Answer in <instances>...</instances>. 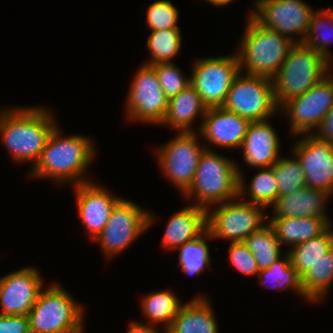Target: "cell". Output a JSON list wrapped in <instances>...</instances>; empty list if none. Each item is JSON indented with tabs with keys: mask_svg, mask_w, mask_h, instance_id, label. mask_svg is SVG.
I'll list each match as a JSON object with an SVG mask.
<instances>
[{
	"mask_svg": "<svg viewBox=\"0 0 333 333\" xmlns=\"http://www.w3.org/2000/svg\"><path fill=\"white\" fill-rule=\"evenodd\" d=\"M57 124L50 133L38 162L31 168L32 179H46L55 184L90 182L88 171L96 155L94 140L85 135H62ZM88 178V179H87Z\"/></svg>",
	"mask_w": 333,
	"mask_h": 333,
	"instance_id": "cell-1",
	"label": "cell"
},
{
	"mask_svg": "<svg viewBox=\"0 0 333 333\" xmlns=\"http://www.w3.org/2000/svg\"><path fill=\"white\" fill-rule=\"evenodd\" d=\"M50 108L14 106L0 109V138L15 163L38 162L45 143L58 124ZM54 114V115H53Z\"/></svg>",
	"mask_w": 333,
	"mask_h": 333,
	"instance_id": "cell-2",
	"label": "cell"
},
{
	"mask_svg": "<svg viewBox=\"0 0 333 333\" xmlns=\"http://www.w3.org/2000/svg\"><path fill=\"white\" fill-rule=\"evenodd\" d=\"M246 16L244 32L236 49L240 70L248 75L273 79L294 42L262 26L251 14Z\"/></svg>",
	"mask_w": 333,
	"mask_h": 333,
	"instance_id": "cell-3",
	"label": "cell"
},
{
	"mask_svg": "<svg viewBox=\"0 0 333 333\" xmlns=\"http://www.w3.org/2000/svg\"><path fill=\"white\" fill-rule=\"evenodd\" d=\"M214 150L204 149L189 189L181 196L194 205L209 208L239 197L237 163Z\"/></svg>",
	"mask_w": 333,
	"mask_h": 333,
	"instance_id": "cell-4",
	"label": "cell"
},
{
	"mask_svg": "<svg viewBox=\"0 0 333 333\" xmlns=\"http://www.w3.org/2000/svg\"><path fill=\"white\" fill-rule=\"evenodd\" d=\"M333 65L319 52L303 43H294L279 72L272 79L278 108L300 96L332 73Z\"/></svg>",
	"mask_w": 333,
	"mask_h": 333,
	"instance_id": "cell-5",
	"label": "cell"
},
{
	"mask_svg": "<svg viewBox=\"0 0 333 333\" xmlns=\"http://www.w3.org/2000/svg\"><path fill=\"white\" fill-rule=\"evenodd\" d=\"M85 307L58 282L43 288L28 316L31 333H84Z\"/></svg>",
	"mask_w": 333,
	"mask_h": 333,
	"instance_id": "cell-6",
	"label": "cell"
},
{
	"mask_svg": "<svg viewBox=\"0 0 333 333\" xmlns=\"http://www.w3.org/2000/svg\"><path fill=\"white\" fill-rule=\"evenodd\" d=\"M156 218L150 208L122 198L112 209L104 229L92 241L99 243L107 260L114 259L147 232Z\"/></svg>",
	"mask_w": 333,
	"mask_h": 333,
	"instance_id": "cell-7",
	"label": "cell"
},
{
	"mask_svg": "<svg viewBox=\"0 0 333 333\" xmlns=\"http://www.w3.org/2000/svg\"><path fill=\"white\" fill-rule=\"evenodd\" d=\"M212 208H214L212 210ZM207 210V231L212 239L244 242L268 222L266 208L237 197Z\"/></svg>",
	"mask_w": 333,
	"mask_h": 333,
	"instance_id": "cell-8",
	"label": "cell"
},
{
	"mask_svg": "<svg viewBox=\"0 0 333 333\" xmlns=\"http://www.w3.org/2000/svg\"><path fill=\"white\" fill-rule=\"evenodd\" d=\"M199 139L196 131L177 132L170 141L154 149L162 174L182 195L192 184L200 155L206 148Z\"/></svg>",
	"mask_w": 333,
	"mask_h": 333,
	"instance_id": "cell-9",
	"label": "cell"
},
{
	"mask_svg": "<svg viewBox=\"0 0 333 333\" xmlns=\"http://www.w3.org/2000/svg\"><path fill=\"white\" fill-rule=\"evenodd\" d=\"M222 107L250 122L266 120L279 113L272 79L243 72L234 79Z\"/></svg>",
	"mask_w": 333,
	"mask_h": 333,
	"instance_id": "cell-10",
	"label": "cell"
},
{
	"mask_svg": "<svg viewBox=\"0 0 333 333\" xmlns=\"http://www.w3.org/2000/svg\"><path fill=\"white\" fill-rule=\"evenodd\" d=\"M190 82L207 108L222 107L230 86L241 72L236 51L226 56L195 59Z\"/></svg>",
	"mask_w": 333,
	"mask_h": 333,
	"instance_id": "cell-11",
	"label": "cell"
},
{
	"mask_svg": "<svg viewBox=\"0 0 333 333\" xmlns=\"http://www.w3.org/2000/svg\"><path fill=\"white\" fill-rule=\"evenodd\" d=\"M129 87L125 100V118L131 122L161 125L169 99L161 88L155 70L150 65L142 64Z\"/></svg>",
	"mask_w": 333,
	"mask_h": 333,
	"instance_id": "cell-12",
	"label": "cell"
},
{
	"mask_svg": "<svg viewBox=\"0 0 333 333\" xmlns=\"http://www.w3.org/2000/svg\"><path fill=\"white\" fill-rule=\"evenodd\" d=\"M332 106L333 76L329 74L304 94L286 101L279 108V113L289 118V134L292 137L314 134Z\"/></svg>",
	"mask_w": 333,
	"mask_h": 333,
	"instance_id": "cell-13",
	"label": "cell"
},
{
	"mask_svg": "<svg viewBox=\"0 0 333 333\" xmlns=\"http://www.w3.org/2000/svg\"><path fill=\"white\" fill-rule=\"evenodd\" d=\"M250 13L262 26L302 43L314 9L303 0H254ZM295 37V38H294Z\"/></svg>",
	"mask_w": 333,
	"mask_h": 333,
	"instance_id": "cell-14",
	"label": "cell"
},
{
	"mask_svg": "<svg viewBox=\"0 0 333 333\" xmlns=\"http://www.w3.org/2000/svg\"><path fill=\"white\" fill-rule=\"evenodd\" d=\"M291 148L290 152L301 162L306 187L333 196V144L315 134H303Z\"/></svg>",
	"mask_w": 333,
	"mask_h": 333,
	"instance_id": "cell-15",
	"label": "cell"
},
{
	"mask_svg": "<svg viewBox=\"0 0 333 333\" xmlns=\"http://www.w3.org/2000/svg\"><path fill=\"white\" fill-rule=\"evenodd\" d=\"M37 267L28 265L0 278V315H28L44 282Z\"/></svg>",
	"mask_w": 333,
	"mask_h": 333,
	"instance_id": "cell-16",
	"label": "cell"
},
{
	"mask_svg": "<svg viewBox=\"0 0 333 333\" xmlns=\"http://www.w3.org/2000/svg\"><path fill=\"white\" fill-rule=\"evenodd\" d=\"M72 187L75 190L78 218L90 240H93L104 229L112 209L122 197L111 193L101 183L92 181Z\"/></svg>",
	"mask_w": 333,
	"mask_h": 333,
	"instance_id": "cell-17",
	"label": "cell"
},
{
	"mask_svg": "<svg viewBox=\"0 0 333 333\" xmlns=\"http://www.w3.org/2000/svg\"><path fill=\"white\" fill-rule=\"evenodd\" d=\"M198 127L206 149L212 147L240 150L248 129L249 120L224 107L208 108Z\"/></svg>",
	"mask_w": 333,
	"mask_h": 333,
	"instance_id": "cell-18",
	"label": "cell"
},
{
	"mask_svg": "<svg viewBox=\"0 0 333 333\" xmlns=\"http://www.w3.org/2000/svg\"><path fill=\"white\" fill-rule=\"evenodd\" d=\"M278 136L270 118L251 122L241 146L244 163L255 169L272 167L282 156Z\"/></svg>",
	"mask_w": 333,
	"mask_h": 333,
	"instance_id": "cell-19",
	"label": "cell"
},
{
	"mask_svg": "<svg viewBox=\"0 0 333 333\" xmlns=\"http://www.w3.org/2000/svg\"><path fill=\"white\" fill-rule=\"evenodd\" d=\"M329 197H332L330 193L319 189H297L291 194L278 196L270 206L273 214L268 218L316 217L332 225L326 211Z\"/></svg>",
	"mask_w": 333,
	"mask_h": 333,
	"instance_id": "cell-20",
	"label": "cell"
},
{
	"mask_svg": "<svg viewBox=\"0 0 333 333\" xmlns=\"http://www.w3.org/2000/svg\"><path fill=\"white\" fill-rule=\"evenodd\" d=\"M207 230V210L190 204L173 213L163 231L162 248L177 250Z\"/></svg>",
	"mask_w": 333,
	"mask_h": 333,
	"instance_id": "cell-21",
	"label": "cell"
},
{
	"mask_svg": "<svg viewBox=\"0 0 333 333\" xmlns=\"http://www.w3.org/2000/svg\"><path fill=\"white\" fill-rule=\"evenodd\" d=\"M197 294L182 304L164 333H219L215 311L207 294Z\"/></svg>",
	"mask_w": 333,
	"mask_h": 333,
	"instance_id": "cell-22",
	"label": "cell"
},
{
	"mask_svg": "<svg viewBox=\"0 0 333 333\" xmlns=\"http://www.w3.org/2000/svg\"><path fill=\"white\" fill-rule=\"evenodd\" d=\"M207 109L201 96L190 84L168 100L167 112L160 126L167 125L177 132H194V121L196 123L198 117L202 119Z\"/></svg>",
	"mask_w": 333,
	"mask_h": 333,
	"instance_id": "cell-23",
	"label": "cell"
},
{
	"mask_svg": "<svg viewBox=\"0 0 333 333\" xmlns=\"http://www.w3.org/2000/svg\"><path fill=\"white\" fill-rule=\"evenodd\" d=\"M276 238L289 249L322 234L330 225L323 218H268Z\"/></svg>",
	"mask_w": 333,
	"mask_h": 333,
	"instance_id": "cell-24",
	"label": "cell"
},
{
	"mask_svg": "<svg viewBox=\"0 0 333 333\" xmlns=\"http://www.w3.org/2000/svg\"><path fill=\"white\" fill-rule=\"evenodd\" d=\"M183 303L175 293L169 289L152 291L143 295L140 299L142 316L147 320L143 324L158 326L161 325L164 331L171 325V322L178 314ZM148 321V323H147Z\"/></svg>",
	"mask_w": 333,
	"mask_h": 333,
	"instance_id": "cell-25",
	"label": "cell"
},
{
	"mask_svg": "<svg viewBox=\"0 0 333 333\" xmlns=\"http://www.w3.org/2000/svg\"><path fill=\"white\" fill-rule=\"evenodd\" d=\"M237 167L239 171V197L246 202L259 204L265 208L270 207L278 197V185L273 167L258 168L249 184L245 183L247 180H244V173L239 165Z\"/></svg>",
	"mask_w": 333,
	"mask_h": 333,
	"instance_id": "cell-26",
	"label": "cell"
},
{
	"mask_svg": "<svg viewBox=\"0 0 333 333\" xmlns=\"http://www.w3.org/2000/svg\"><path fill=\"white\" fill-rule=\"evenodd\" d=\"M333 284V248L301 276L304 301L322 302Z\"/></svg>",
	"mask_w": 333,
	"mask_h": 333,
	"instance_id": "cell-27",
	"label": "cell"
},
{
	"mask_svg": "<svg viewBox=\"0 0 333 333\" xmlns=\"http://www.w3.org/2000/svg\"><path fill=\"white\" fill-rule=\"evenodd\" d=\"M258 282L265 288L278 291L291 290L304 300L301 287V276L291 263L289 253L276 260L269 268L262 269L258 273Z\"/></svg>",
	"mask_w": 333,
	"mask_h": 333,
	"instance_id": "cell-28",
	"label": "cell"
},
{
	"mask_svg": "<svg viewBox=\"0 0 333 333\" xmlns=\"http://www.w3.org/2000/svg\"><path fill=\"white\" fill-rule=\"evenodd\" d=\"M332 248L333 228L330 225L319 236L295 245L290 249H284V251L289 253L292 265L298 274L302 276Z\"/></svg>",
	"mask_w": 333,
	"mask_h": 333,
	"instance_id": "cell-29",
	"label": "cell"
},
{
	"mask_svg": "<svg viewBox=\"0 0 333 333\" xmlns=\"http://www.w3.org/2000/svg\"><path fill=\"white\" fill-rule=\"evenodd\" d=\"M244 243L252 252L259 270L269 268L286 253V251H282L283 247L276 238V234L269 222L259 230L251 233L244 240Z\"/></svg>",
	"mask_w": 333,
	"mask_h": 333,
	"instance_id": "cell-30",
	"label": "cell"
},
{
	"mask_svg": "<svg viewBox=\"0 0 333 333\" xmlns=\"http://www.w3.org/2000/svg\"><path fill=\"white\" fill-rule=\"evenodd\" d=\"M146 47L151 54L149 60L143 64L156 65L160 63H173L181 51L182 34L180 28L150 30Z\"/></svg>",
	"mask_w": 333,
	"mask_h": 333,
	"instance_id": "cell-31",
	"label": "cell"
},
{
	"mask_svg": "<svg viewBox=\"0 0 333 333\" xmlns=\"http://www.w3.org/2000/svg\"><path fill=\"white\" fill-rule=\"evenodd\" d=\"M208 239L212 240V237L206 230L200 237L186 242L177 249L179 251L177 266H180L183 274L198 277L204 270L210 269L212 260Z\"/></svg>",
	"mask_w": 333,
	"mask_h": 333,
	"instance_id": "cell-32",
	"label": "cell"
},
{
	"mask_svg": "<svg viewBox=\"0 0 333 333\" xmlns=\"http://www.w3.org/2000/svg\"><path fill=\"white\" fill-rule=\"evenodd\" d=\"M333 8L317 9L312 15L303 44L319 52L333 64L330 43H333Z\"/></svg>",
	"mask_w": 333,
	"mask_h": 333,
	"instance_id": "cell-33",
	"label": "cell"
},
{
	"mask_svg": "<svg viewBox=\"0 0 333 333\" xmlns=\"http://www.w3.org/2000/svg\"><path fill=\"white\" fill-rule=\"evenodd\" d=\"M291 157H282L272 166L278 185V196L288 195L297 189L306 187L301 162L294 154Z\"/></svg>",
	"mask_w": 333,
	"mask_h": 333,
	"instance_id": "cell-34",
	"label": "cell"
},
{
	"mask_svg": "<svg viewBox=\"0 0 333 333\" xmlns=\"http://www.w3.org/2000/svg\"><path fill=\"white\" fill-rule=\"evenodd\" d=\"M179 11L170 0H157L147 7L146 24L150 30L180 28Z\"/></svg>",
	"mask_w": 333,
	"mask_h": 333,
	"instance_id": "cell-35",
	"label": "cell"
},
{
	"mask_svg": "<svg viewBox=\"0 0 333 333\" xmlns=\"http://www.w3.org/2000/svg\"><path fill=\"white\" fill-rule=\"evenodd\" d=\"M150 66L155 70L161 88L168 99L178 95L191 84L190 76L186 77L174 62Z\"/></svg>",
	"mask_w": 333,
	"mask_h": 333,
	"instance_id": "cell-36",
	"label": "cell"
},
{
	"mask_svg": "<svg viewBox=\"0 0 333 333\" xmlns=\"http://www.w3.org/2000/svg\"><path fill=\"white\" fill-rule=\"evenodd\" d=\"M228 255L229 263L236 271L244 276L258 275V264L244 242H230Z\"/></svg>",
	"mask_w": 333,
	"mask_h": 333,
	"instance_id": "cell-37",
	"label": "cell"
},
{
	"mask_svg": "<svg viewBox=\"0 0 333 333\" xmlns=\"http://www.w3.org/2000/svg\"><path fill=\"white\" fill-rule=\"evenodd\" d=\"M0 333H31L28 315H0Z\"/></svg>",
	"mask_w": 333,
	"mask_h": 333,
	"instance_id": "cell-38",
	"label": "cell"
},
{
	"mask_svg": "<svg viewBox=\"0 0 333 333\" xmlns=\"http://www.w3.org/2000/svg\"><path fill=\"white\" fill-rule=\"evenodd\" d=\"M314 134L318 138L333 144V106L327 112L324 120Z\"/></svg>",
	"mask_w": 333,
	"mask_h": 333,
	"instance_id": "cell-39",
	"label": "cell"
},
{
	"mask_svg": "<svg viewBox=\"0 0 333 333\" xmlns=\"http://www.w3.org/2000/svg\"><path fill=\"white\" fill-rule=\"evenodd\" d=\"M126 333H162L159 328L153 325L143 324L140 321H132L126 328Z\"/></svg>",
	"mask_w": 333,
	"mask_h": 333,
	"instance_id": "cell-40",
	"label": "cell"
},
{
	"mask_svg": "<svg viewBox=\"0 0 333 333\" xmlns=\"http://www.w3.org/2000/svg\"><path fill=\"white\" fill-rule=\"evenodd\" d=\"M210 5L212 4L215 7H224L226 5H229L231 2H234V0H206Z\"/></svg>",
	"mask_w": 333,
	"mask_h": 333,
	"instance_id": "cell-41",
	"label": "cell"
}]
</instances>
